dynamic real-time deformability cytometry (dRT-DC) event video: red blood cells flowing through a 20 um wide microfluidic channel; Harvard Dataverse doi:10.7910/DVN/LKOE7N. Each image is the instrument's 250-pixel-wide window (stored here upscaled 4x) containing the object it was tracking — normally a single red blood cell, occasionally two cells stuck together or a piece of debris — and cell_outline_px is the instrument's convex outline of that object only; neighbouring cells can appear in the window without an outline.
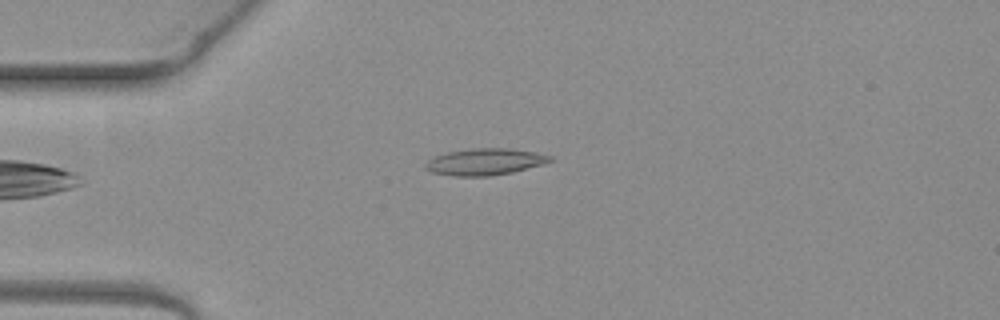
{"species": "common noctule bat (a hibernating species)", "species_latin": "Nyctalus noctula", "temperature_condition": "warm", "stored_images_in_passage": 2, "camera_frame_rate_fps": 3000, "um_per_image_px": 0.085, "animal": {"sex": "female", "body_mass_g": 19.3, "forearm_length_mm": 54.1}, "frame": {"image": 1, "passage_image": 2, "time_ms": 0.333, "image_size_px": [1000, 320], "cell_outline_px": [[552, 160], [544, 164], [512, 172], [492, 176], [452, 176], [432, 172], [424, 168], [424, 164], [428, 160], [436, 156], [448, 152], [476, 148], [512, 148], [536, 152], [552, 156]], "centroid_in_image_um": [41.23, 13.75], "position_along_channel_um": 43.8, "area_um2": 19.36}}